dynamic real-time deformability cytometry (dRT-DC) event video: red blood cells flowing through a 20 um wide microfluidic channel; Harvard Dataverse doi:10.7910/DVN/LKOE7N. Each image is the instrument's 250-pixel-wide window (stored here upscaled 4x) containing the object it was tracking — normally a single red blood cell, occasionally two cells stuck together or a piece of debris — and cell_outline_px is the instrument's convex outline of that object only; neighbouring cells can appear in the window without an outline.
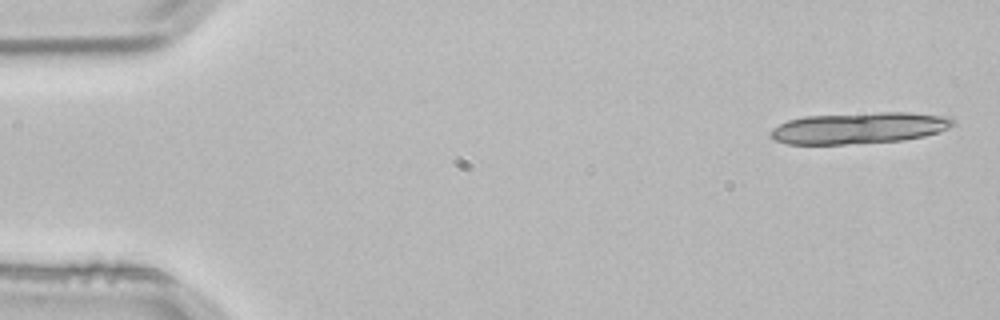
{"species": "common noctule bat (a hibernating species)", "species_latin": "Nyctalus noctula", "temperature_condition": "room temperature", "stored_images_in_passage": 5, "camera_frame_rate_fps": 3000, "um_per_image_px": 0.085, "animal": {"sex": "male", "body_mass_g": 21.5, "forearm_length_mm": 52.0}, "frame": {"image": 1, "passage_image": 1, "time_ms": 0.0, "image_size_px": [1000, 320], "cell_outline_px": [[956, 124], [940, 132], [924, 136], [904, 140], [844, 144], [788, 144], [776, 140], [768, 136], [772, 128], [788, 120], [804, 116], [880, 112], [908, 112], [952, 116]], "centroid_in_image_um": [73.07, 10.87], "position_along_channel_um": 11.9, "area_um2": 33.58}}